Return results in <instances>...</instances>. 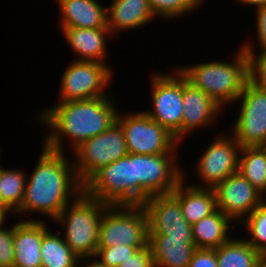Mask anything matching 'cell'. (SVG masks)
I'll use <instances>...</instances> for the list:
<instances>
[{"mask_svg":"<svg viewBox=\"0 0 266 267\" xmlns=\"http://www.w3.org/2000/svg\"><path fill=\"white\" fill-rule=\"evenodd\" d=\"M112 96L110 91V95L95 99L59 102L35 114L37 123L49 129L42 144L66 152L64 140L69 138L72 152L84 141L106 131L116 122L119 112Z\"/></svg>","mask_w":266,"mask_h":267,"instance_id":"obj_1","label":"cell"},{"mask_svg":"<svg viewBox=\"0 0 266 267\" xmlns=\"http://www.w3.org/2000/svg\"><path fill=\"white\" fill-rule=\"evenodd\" d=\"M32 173L26 180L24 198L15 215L34 214L53 220L82 191L73 164L66 152L55 151L44 144Z\"/></svg>","mask_w":266,"mask_h":267,"instance_id":"obj_2","label":"cell"},{"mask_svg":"<svg viewBox=\"0 0 266 267\" xmlns=\"http://www.w3.org/2000/svg\"><path fill=\"white\" fill-rule=\"evenodd\" d=\"M235 54L231 62L208 60L206 63L182 66L178 70L189 83L211 97L224 111L227 110L224 109L226 105L236 102L249 80L247 53L240 47Z\"/></svg>","mask_w":266,"mask_h":267,"instance_id":"obj_3","label":"cell"},{"mask_svg":"<svg viewBox=\"0 0 266 267\" xmlns=\"http://www.w3.org/2000/svg\"><path fill=\"white\" fill-rule=\"evenodd\" d=\"M108 204L82 191L56 217L61 234L70 249L81 259H93L99 242V226ZM56 221V222H55Z\"/></svg>","mask_w":266,"mask_h":267,"instance_id":"obj_4","label":"cell"},{"mask_svg":"<svg viewBox=\"0 0 266 267\" xmlns=\"http://www.w3.org/2000/svg\"><path fill=\"white\" fill-rule=\"evenodd\" d=\"M83 191L108 205H138L135 154L102 167L83 185Z\"/></svg>","mask_w":266,"mask_h":267,"instance_id":"obj_5","label":"cell"},{"mask_svg":"<svg viewBox=\"0 0 266 267\" xmlns=\"http://www.w3.org/2000/svg\"><path fill=\"white\" fill-rule=\"evenodd\" d=\"M148 216L143 205H108L99 226L98 248L148 246Z\"/></svg>","mask_w":266,"mask_h":267,"instance_id":"obj_6","label":"cell"},{"mask_svg":"<svg viewBox=\"0 0 266 267\" xmlns=\"http://www.w3.org/2000/svg\"><path fill=\"white\" fill-rule=\"evenodd\" d=\"M150 78L151 109L144 112L155 122L166 128L182 143V118L184 113L182 97V73L178 67L173 72L154 73Z\"/></svg>","mask_w":266,"mask_h":267,"instance_id":"obj_7","label":"cell"},{"mask_svg":"<svg viewBox=\"0 0 266 267\" xmlns=\"http://www.w3.org/2000/svg\"><path fill=\"white\" fill-rule=\"evenodd\" d=\"M72 153L77 178L84 185L102 167L128 154L121 125L116 121L106 131L81 143Z\"/></svg>","mask_w":266,"mask_h":267,"instance_id":"obj_8","label":"cell"},{"mask_svg":"<svg viewBox=\"0 0 266 267\" xmlns=\"http://www.w3.org/2000/svg\"><path fill=\"white\" fill-rule=\"evenodd\" d=\"M122 127L128 153L142 155L178 154L179 142L166 128L144 111L122 114L116 120Z\"/></svg>","mask_w":266,"mask_h":267,"instance_id":"obj_9","label":"cell"},{"mask_svg":"<svg viewBox=\"0 0 266 267\" xmlns=\"http://www.w3.org/2000/svg\"><path fill=\"white\" fill-rule=\"evenodd\" d=\"M180 158V159H178ZM178 154H135L136 179H138V205L149 197L171 193L184 178L185 170Z\"/></svg>","mask_w":266,"mask_h":267,"instance_id":"obj_10","label":"cell"},{"mask_svg":"<svg viewBox=\"0 0 266 267\" xmlns=\"http://www.w3.org/2000/svg\"><path fill=\"white\" fill-rule=\"evenodd\" d=\"M113 73L108 64L72 60L60 78L59 102L108 96Z\"/></svg>","mask_w":266,"mask_h":267,"instance_id":"obj_11","label":"cell"},{"mask_svg":"<svg viewBox=\"0 0 266 267\" xmlns=\"http://www.w3.org/2000/svg\"><path fill=\"white\" fill-rule=\"evenodd\" d=\"M220 135L200 154L193 168L200 183L196 187L214 188L227 177L238 172L241 145L232 134ZM215 139V140H214Z\"/></svg>","mask_w":266,"mask_h":267,"instance_id":"obj_12","label":"cell"},{"mask_svg":"<svg viewBox=\"0 0 266 267\" xmlns=\"http://www.w3.org/2000/svg\"><path fill=\"white\" fill-rule=\"evenodd\" d=\"M239 114L232 123L231 133L241 147L260 146L266 141V89L249 80L236 100Z\"/></svg>","mask_w":266,"mask_h":267,"instance_id":"obj_13","label":"cell"},{"mask_svg":"<svg viewBox=\"0 0 266 267\" xmlns=\"http://www.w3.org/2000/svg\"><path fill=\"white\" fill-rule=\"evenodd\" d=\"M217 208L238 224L266 198L239 172L213 188Z\"/></svg>","mask_w":266,"mask_h":267,"instance_id":"obj_14","label":"cell"},{"mask_svg":"<svg viewBox=\"0 0 266 267\" xmlns=\"http://www.w3.org/2000/svg\"><path fill=\"white\" fill-rule=\"evenodd\" d=\"M142 205L148 216L149 235L193 238L192 225L182 215L179 200L172 193L151 196Z\"/></svg>","mask_w":266,"mask_h":267,"instance_id":"obj_15","label":"cell"},{"mask_svg":"<svg viewBox=\"0 0 266 267\" xmlns=\"http://www.w3.org/2000/svg\"><path fill=\"white\" fill-rule=\"evenodd\" d=\"M182 97H183V118L182 138L192 135L196 129L212 127L217 123L222 109L211 97L202 90L195 88L187 81L182 74Z\"/></svg>","mask_w":266,"mask_h":267,"instance_id":"obj_16","label":"cell"},{"mask_svg":"<svg viewBox=\"0 0 266 267\" xmlns=\"http://www.w3.org/2000/svg\"><path fill=\"white\" fill-rule=\"evenodd\" d=\"M60 31L76 54L73 60L107 64L108 38L114 39L109 28H60Z\"/></svg>","mask_w":266,"mask_h":267,"instance_id":"obj_17","label":"cell"},{"mask_svg":"<svg viewBox=\"0 0 266 267\" xmlns=\"http://www.w3.org/2000/svg\"><path fill=\"white\" fill-rule=\"evenodd\" d=\"M106 6L107 27L112 36L135 30L156 19L148 0H111ZM144 25V26H143Z\"/></svg>","mask_w":266,"mask_h":267,"instance_id":"obj_18","label":"cell"},{"mask_svg":"<svg viewBox=\"0 0 266 267\" xmlns=\"http://www.w3.org/2000/svg\"><path fill=\"white\" fill-rule=\"evenodd\" d=\"M14 224L13 267H41V246L43 240V220L21 219Z\"/></svg>","mask_w":266,"mask_h":267,"instance_id":"obj_19","label":"cell"},{"mask_svg":"<svg viewBox=\"0 0 266 267\" xmlns=\"http://www.w3.org/2000/svg\"><path fill=\"white\" fill-rule=\"evenodd\" d=\"M59 28H108L106 6L98 0H56Z\"/></svg>","mask_w":266,"mask_h":267,"instance_id":"obj_20","label":"cell"},{"mask_svg":"<svg viewBox=\"0 0 266 267\" xmlns=\"http://www.w3.org/2000/svg\"><path fill=\"white\" fill-rule=\"evenodd\" d=\"M185 176L171 193L179 200L182 215L193 225L217 209L216 197L213 188L196 187L191 182L187 185Z\"/></svg>","mask_w":266,"mask_h":267,"instance_id":"obj_21","label":"cell"},{"mask_svg":"<svg viewBox=\"0 0 266 267\" xmlns=\"http://www.w3.org/2000/svg\"><path fill=\"white\" fill-rule=\"evenodd\" d=\"M155 267H188L197 249L193 238H169L167 235H149Z\"/></svg>","mask_w":266,"mask_h":267,"instance_id":"obj_22","label":"cell"},{"mask_svg":"<svg viewBox=\"0 0 266 267\" xmlns=\"http://www.w3.org/2000/svg\"><path fill=\"white\" fill-rule=\"evenodd\" d=\"M233 220L218 208L192 225V237L198 249H216L232 236ZM231 230V231H230ZM229 235V236H228Z\"/></svg>","mask_w":266,"mask_h":267,"instance_id":"obj_23","label":"cell"},{"mask_svg":"<svg viewBox=\"0 0 266 267\" xmlns=\"http://www.w3.org/2000/svg\"><path fill=\"white\" fill-rule=\"evenodd\" d=\"M46 224V221H43L41 267H76L81 258L66 244L61 232H51Z\"/></svg>","mask_w":266,"mask_h":267,"instance_id":"obj_24","label":"cell"},{"mask_svg":"<svg viewBox=\"0 0 266 267\" xmlns=\"http://www.w3.org/2000/svg\"><path fill=\"white\" fill-rule=\"evenodd\" d=\"M215 251L218 267H260L261 254L245 238L231 237Z\"/></svg>","mask_w":266,"mask_h":267,"instance_id":"obj_25","label":"cell"},{"mask_svg":"<svg viewBox=\"0 0 266 267\" xmlns=\"http://www.w3.org/2000/svg\"><path fill=\"white\" fill-rule=\"evenodd\" d=\"M27 176L22 169H6L0 165V204L9 214L14 215L20 209Z\"/></svg>","mask_w":266,"mask_h":267,"instance_id":"obj_26","label":"cell"},{"mask_svg":"<svg viewBox=\"0 0 266 267\" xmlns=\"http://www.w3.org/2000/svg\"><path fill=\"white\" fill-rule=\"evenodd\" d=\"M238 172L266 198V155L259 146L241 148Z\"/></svg>","mask_w":266,"mask_h":267,"instance_id":"obj_27","label":"cell"},{"mask_svg":"<svg viewBox=\"0 0 266 267\" xmlns=\"http://www.w3.org/2000/svg\"><path fill=\"white\" fill-rule=\"evenodd\" d=\"M240 224L246 227L250 237L245 239L260 254L266 252V199L258 205ZM250 238V239H249Z\"/></svg>","mask_w":266,"mask_h":267,"instance_id":"obj_28","label":"cell"},{"mask_svg":"<svg viewBox=\"0 0 266 267\" xmlns=\"http://www.w3.org/2000/svg\"><path fill=\"white\" fill-rule=\"evenodd\" d=\"M253 42L247 41L241 45L248 57L249 81L258 87L266 89V50L261 49L259 54L256 53Z\"/></svg>","mask_w":266,"mask_h":267,"instance_id":"obj_29","label":"cell"},{"mask_svg":"<svg viewBox=\"0 0 266 267\" xmlns=\"http://www.w3.org/2000/svg\"><path fill=\"white\" fill-rule=\"evenodd\" d=\"M155 15L162 20L170 21L195 11L185 0H148ZM176 17V18H175Z\"/></svg>","mask_w":266,"mask_h":267,"instance_id":"obj_30","label":"cell"},{"mask_svg":"<svg viewBox=\"0 0 266 267\" xmlns=\"http://www.w3.org/2000/svg\"><path fill=\"white\" fill-rule=\"evenodd\" d=\"M144 247L146 246H125L119 244L114 247L98 248L94 259L103 267H117L138 249Z\"/></svg>","mask_w":266,"mask_h":267,"instance_id":"obj_31","label":"cell"},{"mask_svg":"<svg viewBox=\"0 0 266 267\" xmlns=\"http://www.w3.org/2000/svg\"><path fill=\"white\" fill-rule=\"evenodd\" d=\"M4 224L0 225V267H13L15 260L14 225L7 228Z\"/></svg>","mask_w":266,"mask_h":267,"instance_id":"obj_32","label":"cell"},{"mask_svg":"<svg viewBox=\"0 0 266 267\" xmlns=\"http://www.w3.org/2000/svg\"><path fill=\"white\" fill-rule=\"evenodd\" d=\"M117 267H155L150 246L138 249Z\"/></svg>","mask_w":266,"mask_h":267,"instance_id":"obj_33","label":"cell"},{"mask_svg":"<svg viewBox=\"0 0 266 267\" xmlns=\"http://www.w3.org/2000/svg\"><path fill=\"white\" fill-rule=\"evenodd\" d=\"M188 267H218L215 249H196Z\"/></svg>","mask_w":266,"mask_h":267,"instance_id":"obj_34","label":"cell"},{"mask_svg":"<svg viewBox=\"0 0 266 267\" xmlns=\"http://www.w3.org/2000/svg\"><path fill=\"white\" fill-rule=\"evenodd\" d=\"M255 25L256 27V42L258 43L257 48L266 50V5L255 8Z\"/></svg>","mask_w":266,"mask_h":267,"instance_id":"obj_35","label":"cell"},{"mask_svg":"<svg viewBox=\"0 0 266 267\" xmlns=\"http://www.w3.org/2000/svg\"><path fill=\"white\" fill-rule=\"evenodd\" d=\"M237 2L244 4L245 6H253L254 8L266 5V0H237Z\"/></svg>","mask_w":266,"mask_h":267,"instance_id":"obj_36","label":"cell"},{"mask_svg":"<svg viewBox=\"0 0 266 267\" xmlns=\"http://www.w3.org/2000/svg\"><path fill=\"white\" fill-rule=\"evenodd\" d=\"M91 260L92 259H90V258H88V259H80V261L78 262L76 267H103L94 258H93L92 261Z\"/></svg>","mask_w":266,"mask_h":267,"instance_id":"obj_37","label":"cell"},{"mask_svg":"<svg viewBox=\"0 0 266 267\" xmlns=\"http://www.w3.org/2000/svg\"><path fill=\"white\" fill-rule=\"evenodd\" d=\"M7 216H9L7 210L0 204V225L7 221Z\"/></svg>","mask_w":266,"mask_h":267,"instance_id":"obj_38","label":"cell"},{"mask_svg":"<svg viewBox=\"0 0 266 267\" xmlns=\"http://www.w3.org/2000/svg\"><path fill=\"white\" fill-rule=\"evenodd\" d=\"M194 10H197L202 6L204 0H185Z\"/></svg>","mask_w":266,"mask_h":267,"instance_id":"obj_39","label":"cell"},{"mask_svg":"<svg viewBox=\"0 0 266 267\" xmlns=\"http://www.w3.org/2000/svg\"><path fill=\"white\" fill-rule=\"evenodd\" d=\"M260 267H266V252L261 254Z\"/></svg>","mask_w":266,"mask_h":267,"instance_id":"obj_40","label":"cell"},{"mask_svg":"<svg viewBox=\"0 0 266 267\" xmlns=\"http://www.w3.org/2000/svg\"><path fill=\"white\" fill-rule=\"evenodd\" d=\"M266 155V141L259 146Z\"/></svg>","mask_w":266,"mask_h":267,"instance_id":"obj_41","label":"cell"}]
</instances>
